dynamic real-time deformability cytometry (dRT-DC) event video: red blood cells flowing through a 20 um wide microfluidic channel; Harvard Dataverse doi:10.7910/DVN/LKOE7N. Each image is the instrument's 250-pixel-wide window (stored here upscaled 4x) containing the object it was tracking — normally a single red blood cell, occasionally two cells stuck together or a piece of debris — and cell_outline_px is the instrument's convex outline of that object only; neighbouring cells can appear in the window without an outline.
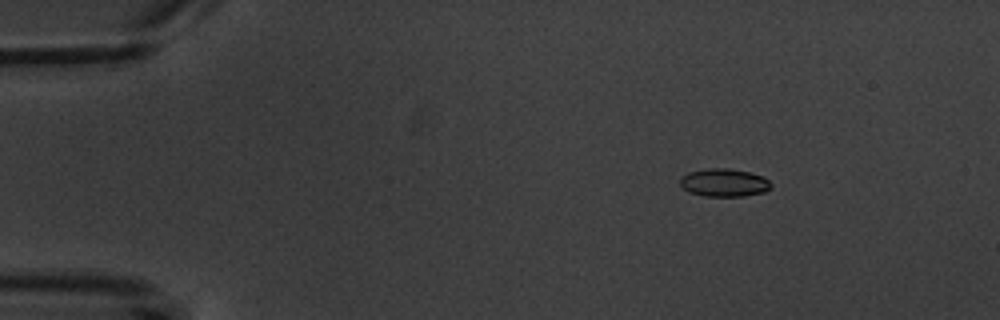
{"species": "common noctule bat (a hibernating species)", "species_latin": "Nyctalus noctula", "temperature_condition": "warm", "stored_images_in_passage": 8, "camera_frame_rate_fps": 3000, "um_per_image_px": 0.085, "animal": {"sex": "male", "body_mass_g": 20.1, "forearm_length_mm": 53.5}, "frame": {"image": 1, "passage_image": 3, "time_ms": 2.333, "image_size_px": [1000, 320], "cell_outline_px": [[772, 188], [764, 192], [744, 196], [704, 196], [688, 192], [680, 184], [680, 176], [688, 172], [708, 168], [728, 168], [748, 172], [764, 176], [772, 184]], "centroid_in_image_um": [61.55, 15.52], "position_along_channel_um": 23.4, "area_um2": 14.97}}
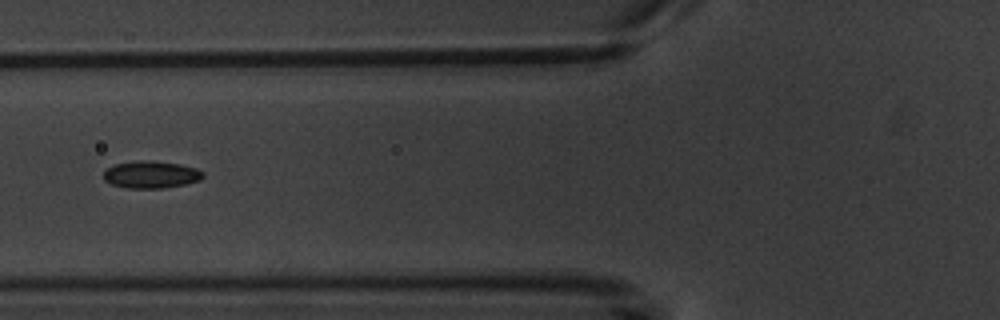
{"frame": {"image": 2, "passage_image": 7, "time_ms": 7.0, "image_size_px": [1000, 320], "cell_outline_px": [[204, 176], [200, 180], [184, 184], [160, 188], [128, 188], [112, 184], [104, 180], [104, 172], [108, 168], [116, 164], [180, 164], [196, 168], [204, 172]], "centroid_in_image_um": [12.88, 14.91], "position_along_channel_um": 112.9, "area_um2": 14.57}}
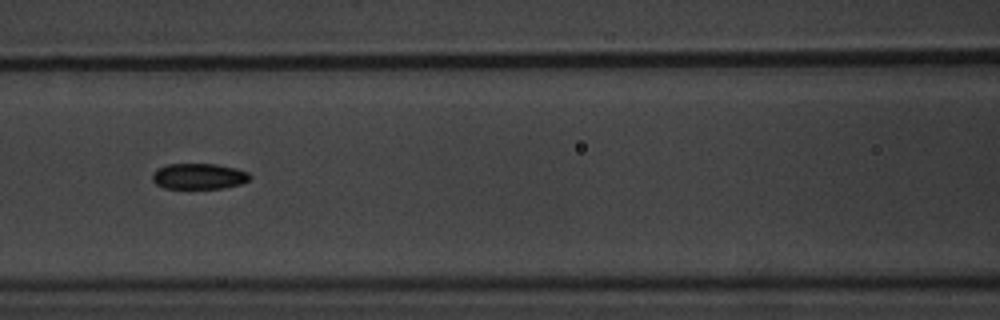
{"frame": {"image": 3, "passage_image": 8, "time_ms": 8.0, "image_size_px": [1000, 320], "cell_outline_px": [[252, 176], [248, 180], [240, 184], [224, 188], [164, 188], [156, 184], [152, 180], [152, 172], [156, 168], [168, 164], [216, 164], [236, 168], [248, 172]], "centroid_in_image_um": [16.88, 14.98], "position_along_channel_um": 149.7, "area_um2": 14.74}}